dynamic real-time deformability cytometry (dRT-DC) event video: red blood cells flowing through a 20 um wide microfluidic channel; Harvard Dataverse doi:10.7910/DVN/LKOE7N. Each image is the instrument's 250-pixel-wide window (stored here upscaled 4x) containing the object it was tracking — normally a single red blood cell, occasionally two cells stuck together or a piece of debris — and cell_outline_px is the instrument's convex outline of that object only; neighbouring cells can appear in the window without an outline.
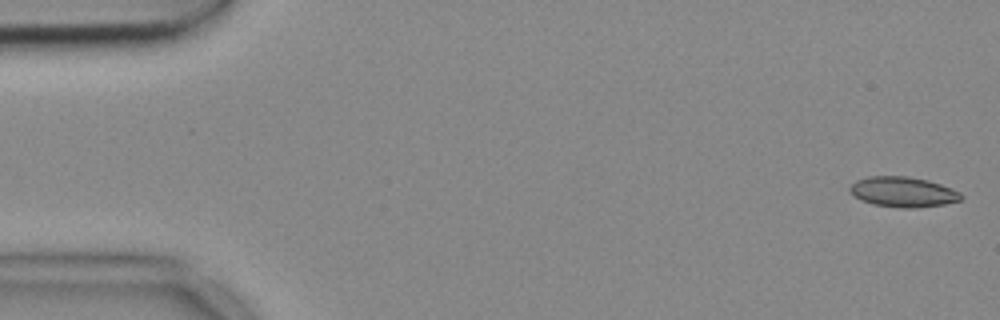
{"species": "common noctule bat (a hibernating species)", "species_latin": "Nyctalus noctula", "temperature_condition": "cold", "stored_images_in_passage": 54, "camera_frame_rate_fps": 3000, "um_per_image_px": 0.085, "animal": {"sex": "female", "body_mass_g": 18.4}, "frame": {"image": 1, "passage_image": 1, "time_ms": 0.0, "image_size_px": [1000, 320], "cell_outline_px": [[964, 196], [960, 200], [944, 204], [916, 208], [900, 208], [872, 204], [860, 200], [848, 192], [848, 188], [856, 180], [868, 176], [908, 176], [928, 180], [952, 188], [960, 192]], "centroid_in_image_um": [76.73, 16.31], "position_along_channel_um": 8.3, "area_um2": 19.83}}
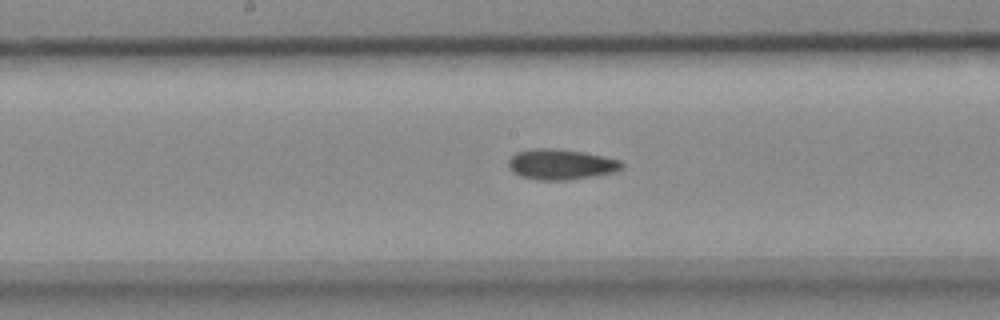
{"frame": {"image": 2, "passage_image": 27, "time_ms": 8.667, "image_size_px": [1000, 320], "cell_outline_px": [[624, 164], [616, 172], [568, 180], [536, 180], [520, 176], [512, 172], [508, 168], [508, 160], [516, 152], [532, 148], [556, 148], [584, 152], [604, 156], [620, 160]], "centroid_in_image_um": [47.64, 13.96], "position_along_channel_um": 200.6, "area_um2": 20.35}}
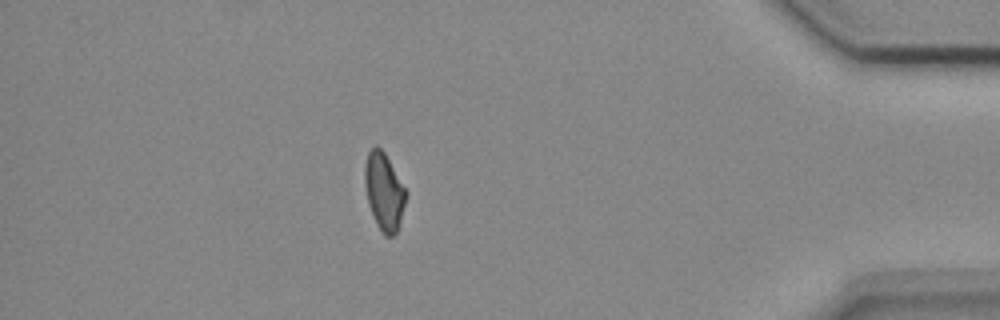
{"frame": {"image": 3, "passage_image": 47, "time_ms": 15.333, "image_size_px": [1000, 320], "cell_outline_px": [[408, 192], [400, 220], [396, 232], [392, 236], [384, 236], [376, 224], [368, 204], [364, 184], [364, 168], [368, 152], [376, 144], [384, 152]], "centroid_in_image_um": [32.63, 16.27], "position_along_channel_um": 402.6, "area_um2": 18.55}}